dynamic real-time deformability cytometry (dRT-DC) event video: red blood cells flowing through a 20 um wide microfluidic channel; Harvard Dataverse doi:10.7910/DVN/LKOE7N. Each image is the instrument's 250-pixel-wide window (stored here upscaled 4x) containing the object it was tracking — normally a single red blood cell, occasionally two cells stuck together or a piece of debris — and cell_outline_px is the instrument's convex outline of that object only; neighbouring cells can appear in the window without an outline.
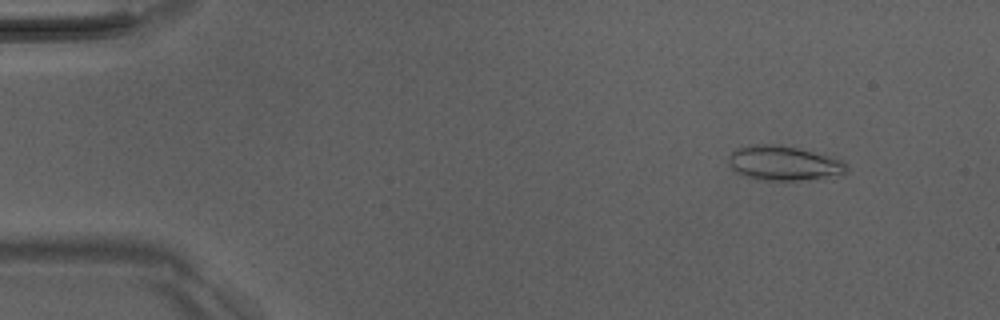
{"species": "Egyptian fruit bat (a non-hibernating species)", "species_latin": "Rousettus aegyptiacus", "temperature_condition": "room temperature", "stored_images_in_passage": 50, "camera_frame_rate_fps": 3000, "um_per_image_px": 0.085, "animal": {"sex": "male"}, "frame": {"image": 1, "passage_image": 5, "time_ms": 1.333, "image_size_px": [1000, 320], "cell_outline_px": [[848, 168], [844, 172], [824, 176], [796, 180], [756, 180], [744, 176], [736, 172], [728, 164], [728, 156], [736, 148], [752, 144], [780, 144], [844, 160], [848, 164]], "centroid_in_image_um": [66.52, 13.85], "position_along_channel_um": 18.5, "area_um2": 23.52}}
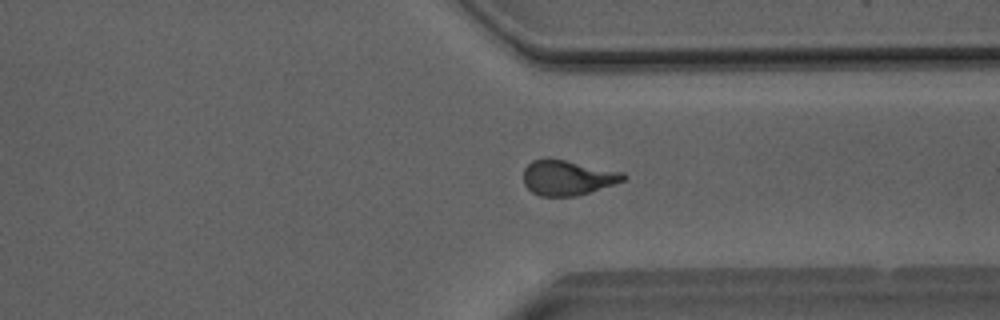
{"frame": {"image": 2, "passage_image": 38, "time_ms": 12.333, "image_size_px": [1000, 320], "cell_outline_px": [[628, 176], [624, 180], [576, 196], [540, 196], [532, 192], [524, 184], [524, 168], [532, 160], [564, 160], [624, 172]], "centroid_in_image_um": [48.24, 15.11], "position_along_channel_um": 363.2, "area_um2": 19.94}}
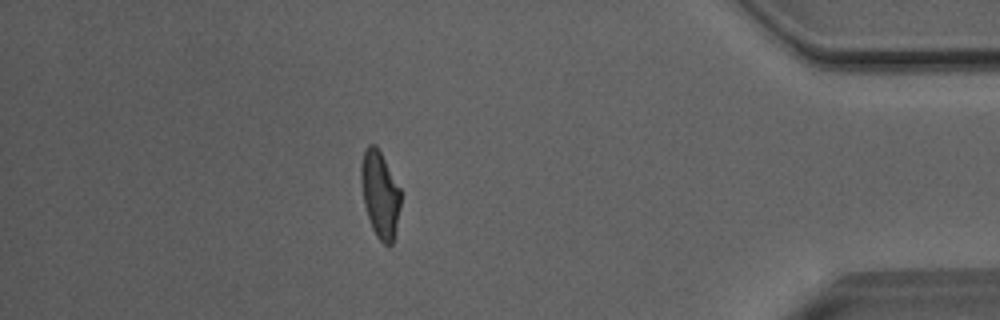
{"frame": {"image": 3, "passage_image": 44, "time_ms": 14.333, "image_size_px": [1000, 320], "cell_outline_px": [[400, 208], [392, 244], [384, 244], [376, 236], [372, 228], [364, 204], [360, 180], [360, 168], [364, 152], [368, 144], [376, 144], [400, 188]], "centroid_in_image_um": [32.28, 16.5], "position_along_channel_um": 402.9, "area_um2": 19.77}, "authors_computed_cell_mechanics": {"area_um2": 20.6346, "velocity_mm_per_s": 4.0752, "shape_relaxation_time_tau1_ms": 8.8992, "shape_relaxation_time_tau2_ms": 1.8937, "deformation_change_tau1": 0.2581, "deformation_change_tau2": 0.102}}